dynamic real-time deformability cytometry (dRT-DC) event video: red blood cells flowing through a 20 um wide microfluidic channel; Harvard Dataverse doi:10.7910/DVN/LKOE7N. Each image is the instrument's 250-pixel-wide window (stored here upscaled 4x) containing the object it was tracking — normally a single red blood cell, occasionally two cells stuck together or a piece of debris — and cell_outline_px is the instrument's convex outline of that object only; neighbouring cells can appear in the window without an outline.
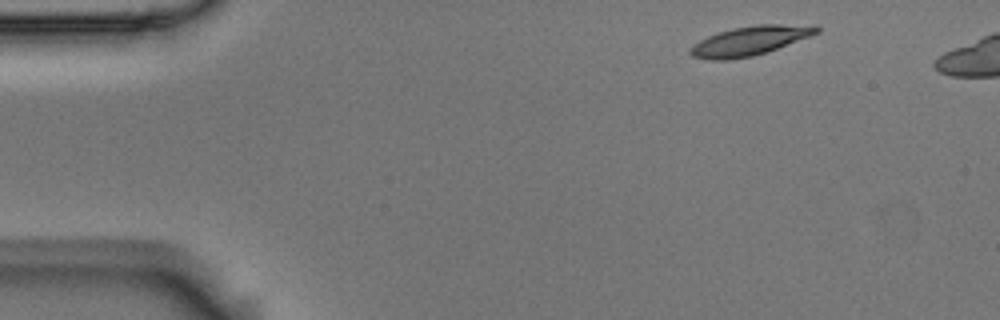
{"species": "Egyptian fruit bat (a non-hibernating species)", "species_latin": "Rousettus aegyptiacus", "temperature_condition": "room temperature", "stored_images_in_passage": 7, "camera_frame_rate_fps": 3000, "um_per_image_px": 0.085, "animal": {"sex": "male"}, "frame": {"image": 1, "passage_image": 1, "time_ms": 0.0, "image_size_px": [1000, 320], "cell_outline_px": [[820, 32], [776, 48], [752, 56], [728, 60], [712, 60], [692, 56], [688, 52], [700, 40], [708, 36], [732, 28], [760, 24], [816, 24], [820, 28]], "centroid_in_image_um": [63.78, 3.44], "position_along_channel_um": 21.2, "area_um2": 21.21}}
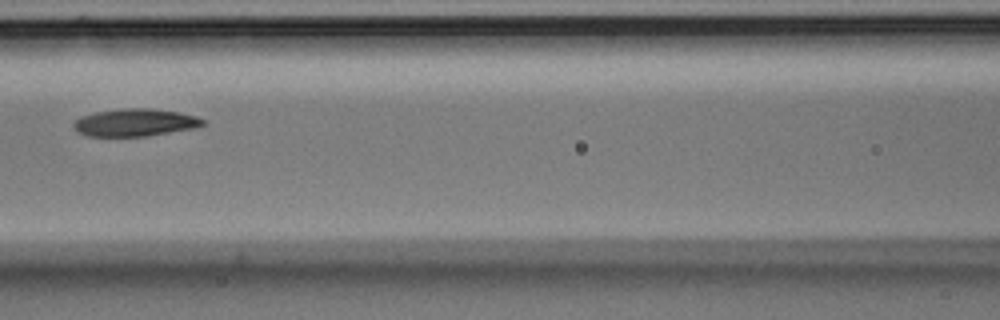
{"frame": {"image": 2, "passage_image": 6, "time_ms": 1.667, "image_size_px": [1000, 320], "cell_outline_px": [[204, 124], [196, 128], [148, 136], [88, 136], [72, 128], [72, 124], [80, 116], [96, 112], [120, 108], [152, 108], [180, 112], [196, 116], [204, 120]], "centroid_in_image_um": [11.48, 10.41], "position_along_channel_um": 155.1, "area_um2": 20.87}}
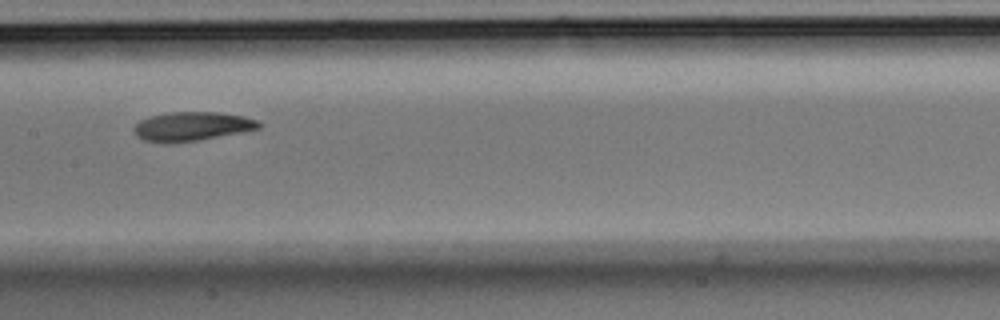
{"frame": {"image": 3, "passage_image": 7, "time_ms": 2.0, "image_size_px": [1000, 320], "cell_outline_px": [[264, 124], [260, 128], [200, 140], [164, 144], [160, 144], [144, 140], [136, 136], [132, 128], [140, 120], [164, 112], [220, 112], [244, 116], [256, 120]], "centroid_in_image_um": [16.28, 10.75], "position_along_channel_um": 191.1, "area_um2": 21.39}}